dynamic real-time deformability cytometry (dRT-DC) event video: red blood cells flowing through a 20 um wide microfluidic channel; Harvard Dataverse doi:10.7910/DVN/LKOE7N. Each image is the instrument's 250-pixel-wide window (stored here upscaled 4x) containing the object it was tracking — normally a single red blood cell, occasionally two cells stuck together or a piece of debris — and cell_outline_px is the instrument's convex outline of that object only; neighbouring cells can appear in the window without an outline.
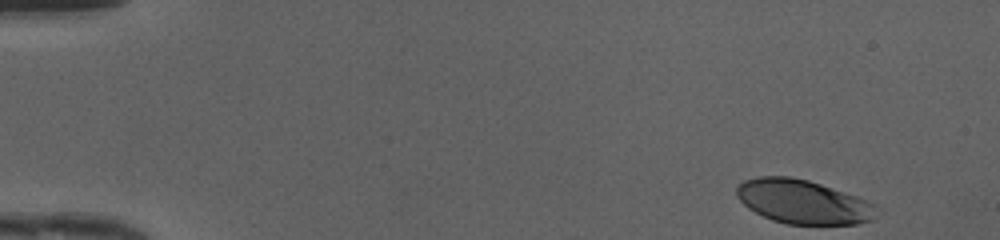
{"species": "human", "species_latin": "Homo sapiens", "temperature_condition": "cold", "stored_images_in_passage": 46, "camera_frame_rate_fps": 3000, "um_per_image_px": 0.085, "donor": {"sex": "female"}, "frame": {"image": 1, "passage_image": 1, "time_ms": 0.0, "image_size_px": [1000, 240], "cell_outline_px": [[884, 212], [872, 220], [856, 224], [788, 224], [772, 220], [748, 208], [736, 196], [736, 188], [744, 180], [760, 176], [792, 176], [808, 180], [856, 196], [872, 204]], "centroid_in_image_um": [68.29, 17.15], "position_along_channel_um": 16.7, "area_um2": 35.89}}
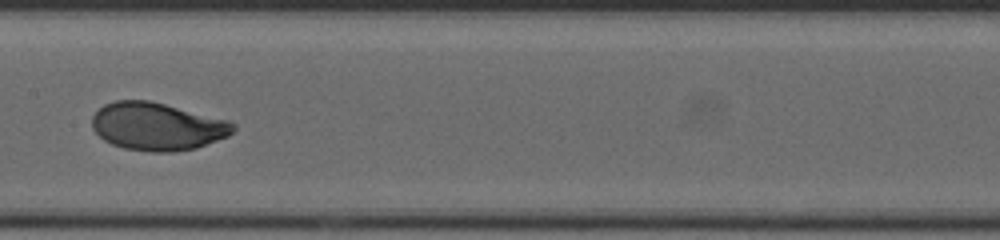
{"frame": {"image": 2, "passage_image": 23, "time_ms": 7.333, "image_size_px": [1000, 240], "cell_outline_px": [[236, 128], [228, 136], [196, 148], [172, 152], [152, 152], [124, 148], [112, 144], [104, 140], [92, 128], [92, 116], [104, 104], [116, 100], [148, 100], [228, 120], [236, 124]], "centroid_in_image_um": [13.36, 10.75], "position_along_channel_um": 194.0, "area_um2": 39.13}}
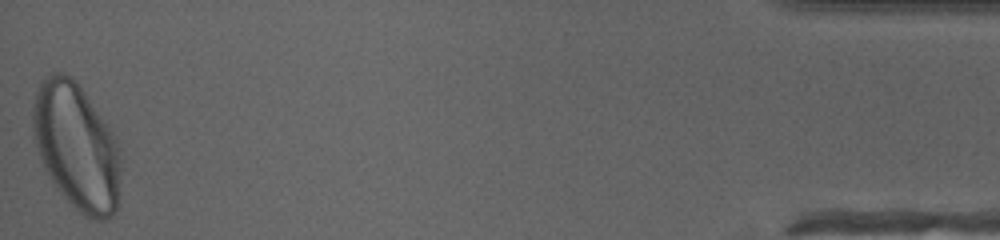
{"frame": {"image": 3, "passage_image": 46, "time_ms": 15.0, "image_size_px": [1000, 240], "cell_outline_px": [[120, 200], [112, 216], [108, 220], [96, 220], [84, 216], [60, 192], [44, 168], [40, 160], [32, 136], [32, 104], [36, 88], [52, 72], [64, 72], [72, 76], [84, 92], [116, 140], [120, 156]], "centroid_in_image_um": [6.48, 12.48], "position_along_channel_um": 428.7, "area_um2": 64.85}, "authors_computed_cell_mechanics": {"area_um2": 38.7838, "velocity_mm_per_s": 4.181, "shape_relaxation_time_tau1_ms": 2.5705, "shape_relaxation_time_tau2_ms": null, "deformation_change_tau1": 0.1573, "deformation_change_tau2": null}}